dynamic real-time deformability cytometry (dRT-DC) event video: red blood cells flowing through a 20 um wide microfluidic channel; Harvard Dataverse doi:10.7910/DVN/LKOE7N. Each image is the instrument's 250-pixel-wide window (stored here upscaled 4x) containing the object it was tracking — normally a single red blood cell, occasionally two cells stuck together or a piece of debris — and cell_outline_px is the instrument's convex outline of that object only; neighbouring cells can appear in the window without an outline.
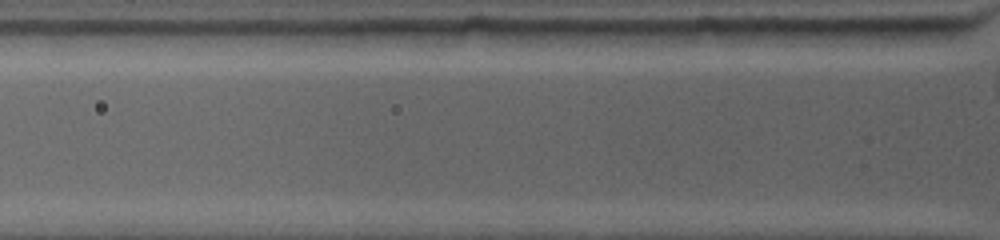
{"species": "common noctule bat (a hibernating species)", "species_latin": "Nyctalus noctula", "temperature_condition": "warm", "stored_images_in_passage": 2, "segment_of_instrument_passage": [2, 2], "camera_frame_rate_fps": 4500, "um_per_image_px": 0.085, "animal": {"sex": "female", "body_mass_g": 19.0, "forearm_length_mm": 53.3}, "frame": {"image": 1, "passage_image": 2, "time_ms": 0.444, "image_size_px": [1000, 240], "cell_outline_px": [[952, 36], [928, 44], [908, 48], [896, 48], [868, 44], [824, 28], [948, 28]], "centroid_in_image_um": [76.1, 3.06], "position_along_channel_um": 49.7, "area_um2": 12.48}}